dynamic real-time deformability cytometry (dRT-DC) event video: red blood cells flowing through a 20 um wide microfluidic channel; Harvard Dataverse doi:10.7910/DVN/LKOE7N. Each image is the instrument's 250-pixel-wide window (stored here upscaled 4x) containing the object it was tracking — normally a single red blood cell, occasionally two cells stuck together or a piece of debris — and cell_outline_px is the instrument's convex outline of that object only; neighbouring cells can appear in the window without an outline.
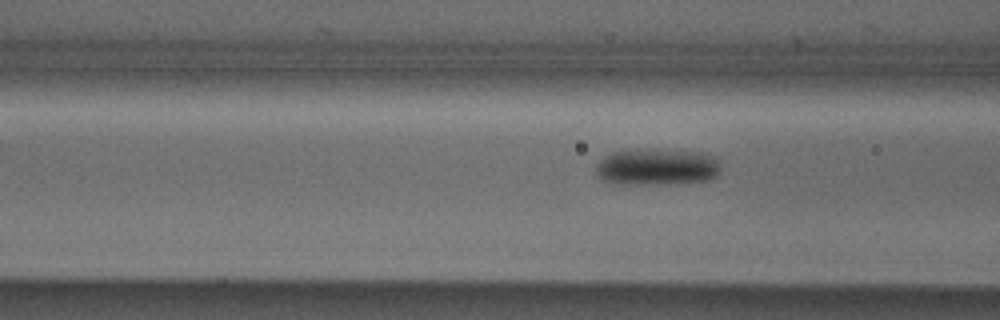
{"species": "Egyptian fruit bat (a non-hibernating species)", "species_latin": "Rousettus aegyptiacus", "temperature_condition": "cold", "stored_images_in_passage": 5, "camera_frame_rate_fps": 3000, "um_per_image_px": 0.085, "animal": {"sex": "male"}, "frame": {"image": 1, "passage_image": 5, "time_ms": 1.333, "image_size_px": [1000, 320], "cell_outline_px": [[720, 172], [716, 176], [708, 180], [676, 184], [612, 184], [600, 180], [596, 176], [596, 164], [604, 156], [612, 152], [628, 148], [700, 152], [716, 156], [720, 168]], "centroid_in_image_um": [55.79, 14.19], "position_along_channel_um": 110.8, "area_um2": 27.4}}